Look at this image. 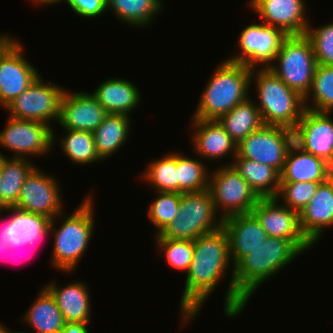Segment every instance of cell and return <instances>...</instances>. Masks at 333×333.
<instances>
[{
	"instance_id": "cell-1",
	"label": "cell",
	"mask_w": 333,
	"mask_h": 333,
	"mask_svg": "<svg viewBox=\"0 0 333 333\" xmlns=\"http://www.w3.org/2000/svg\"><path fill=\"white\" fill-rule=\"evenodd\" d=\"M302 252L288 239L268 237L252 253L244 256L232 269L224 300V314L234 318L259 285L273 277Z\"/></svg>"
},
{
	"instance_id": "cell-2",
	"label": "cell",
	"mask_w": 333,
	"mask_h": 333,
	"mask_svg": "<svg viewBox=\"0 0 333 333\" xmlns=\"http://www.w3.org/2000/svg\"><path fill=\"white\" fill-rule=\"evenodd\" d=\"M194 242V254L186 273L180 299L181 320L188 323L197 316L205 300L225 276L230 265L229 239L223 227L199 236Z\"/></svg>"
},
{
	"instance_id": "cell-3",
	"label": "cell",
	"mask_w": 333,
	"mask_h": 333,
	"mask_svg": "<svg viewBox=\"0 0 333 333\" xmlns=\"http://www.w3.org/2000/svg\"><path fill=\"white\" fill-rule=\"evenodd\" d=\"M252 69L244 64L223 61L213 71L199 99L193 118L218 120L248 98Z\"/></svg>"
},
{
	"instance_id": "cell-4",
	"label": "cell",
	"mask_w": 333,
	"mask_h": 333,
	"mask_svg": "<svg viewBox=\"0 0 333 333\" xmlns=\"http://www.w3.org/2000/svg\"><path fill=\"white\" fill-rule=\"evenodd\" d=\"M92 198L93 195L87 196L77 210L68 215L61 227L55 228V218L50 221V230L55 239L52 252L53 267L71 272L87 250L95 222Z\"/></svg>"
},
{
	"instance_id": "cell-5",
	"label": "cell",
	"mask_w": 333,
	"mask_h": 333,
	"mask_svg": "<svg viewBox=\"0 0 333 333\" xmlns=\"http://www.w3.org/2000/svg\"><path fill=\"white\" fill-rule=\"evenodd\" d=\"M252 68L258 92V107L264 125H281L300 121L305 108L304 97L288 87L269 68ZM256 75V76H255Z\"/></svg>"
},
{
	"instance_id": "cell-6",
	"label": "cell",
	"mask_w": 333,
	"mask_h": 333,
	"mask_svg": "<svg viewBox=\"0 0 333 333\" xmlns=\"http://www.w3.org/2000/svg\"><path fill=\"white\" fill-rule=\"evenodd\" d=\"M279 63L268 68L288 87L306 97L311 89L317 60L306 35L287 36L275 57Z\"/></svg>"
},
{
	"instance_id": "cell-7",
	"label": "cell",
	"mask_w": 333,
	"mask_h": 333,
	"mask_svg": "<svg viewBox=\"0 0 333 333\" xmlns=\"http://www.w3.org/2000/svg\"><path fill=\"white\" fill-rule=\"evenodd\" d=\"M217 215L208 189L181 193L178 215L156 238L195 240L222 227L223 220Z\"/></svg>"
},
{
	"instance_id": "cell-8",
	"label": "cell",
	"mask_w": 333,
	"mask_h": 333,
	"mask_svg": "<svg viewBox=\"0 0 333 333\" xmlns=\"http://www.w3.org/2000/svg\"><path fill=\"white\" fill-rule=\"evenodd\" d=\"M230 162L217 167L209 177V192L212 195L216 213L221 208L222 220L235 214L251 213L260 199L251 189L247 181L235 170Z\"/></svg>"
},
{
	"instance_id": "cell-9",
	"label": "cell",
	"mask_w": 333,
	"mask_h": 333,
	"mask_svg": "<svg viewBox=\"0 0 333 333\" xmlns=\"http://www.w3.org/2000/svg\"><path fill=\"white\" fill-rule=\"evenodd\" d=\"M65 89L52 82H44L38 77L22 94L11 101L4 109L10 117L49 123L58 122L61 99ZM50 120V121H49Z\"/></svg>"
},
{
	"instance_id": "cell-10",
	"label": "cell",
	"mask_w": 333,
	"mask_h": 333,
	"mask_svg": "<svg viewBox=\"0 0 333 333\" xmlns=\"http://www.w3.org/2000/svg\"><path fill=\"white\" fill-rule=\"evenodd\" d=\"M5 126L0 132V145L15 152L16 158L48 155L55 142L53 127L46 123L9 117Z\"/></svg>"
},
{
	"instance_id": "cell-11",
	"label": "cell",
	"mask_w": 333,
	"mask_h": 333,
	"mask_svg": "<svg viewBox=\"0 0 333 333\" xmlns=\"http://www.w3.org/2000/svg\"><path fill=\"white\" fill-rule=\"evenodd\" d=\"M287 35L280 29L261 24L246 26L238 39L241 54L227 58L235 63L244 64L249 68H268L275 61V57Z\"/></svg>"
},
{
	"instance_id": "cell-12",
	"label": "cell",
	"mask_w": 333,
	"mask_h": 333,
	"mask_svg": "<svg viewBox=\"0 0 333 333\" xmlns=\"http://www.w3.org/2000/svg\"><path fill=\"white\" fill-rule=\"evenodd\" d=\"M22 51L21 43L14 37L0 49V105L3 108L41 76L23 57Z\"/></svg>"
},
{
	"instance_id": "cell-13",
	"label": "cell",
	"mask_w": 333,
	"mask_h": 333,
	"mask_svg": "<svg viewBox=\"0 0 333 333\" xmlns=\"http://www.w3.org/2000/svg\"><path fill=\"white\" fill-rule=\"evenodd\" d=\"M251 213L260 222L268 237L288 239L302 253L314 246L301 230L299 212L278 204L276 198H260Z\"/></svg>"
},
{
	"instance_id": "cell-14",
	"label": "cell",
	"mask_w": 333,
	"mask_h": 333,
	"mask_svg": "<svg viewBox=\"0 0 333 333\" xmlns=\"http://www.w3.org/2000/svg\"><path fill=\"white\" fill-rule=\"evenodd\" d=\"M46 175L35 167L23 182L17 204L14 206L20 210L39 214L52 220L60 219L64 215L62 211L61 190L53 175ZM59 215V217H58Z\"/></svg>"
},
{
	"instance_id": "cell-15",
	"label": "cell",
	"mask_w": 333,
	"mask_h": 333,
	"mask_svg": "<svg viewBox=\"0 0 333 333\" xmlns=\"http://www.w3.org/2000/svg\"><path fill=\"white\" fill-rule=\"evenodd\" d=\"M304 0H250V7L263 23L282 30L287 36L305 35L310 26ZM306 15V17H305Z\"/></svg>"
},
{
	"instance_id": "cell-16",
	"label": "cell",
	"mask_w": 333,
	"mask_h": 333,
	"mask_svg": "<svg viewBox=\"0 0 333 333\" xmlns=\"http://www.w3.org/2000/svg\"><path fill=\"white\" fill-rule=\"evenodd\" d=\"M107 115L108 112L91 93L65 90L58 122L63 129L93 132Z\"/></svg>"
},
{
	"instance_id": "cell-17",
	"label": "cell",
	"mask_w": 333,
	"mask_h": 333,
	"mask_svg": "<svg viewBox=\"0 0 333 333\" xmlns=\"http://www.w3.org/2000/svg\"><path fill=\"white\" fill-rule=\"evenodd\" d=\"M239 157L254 160L282 171L286 154L277 126L263 125L237 144Z\"/></svg>"
},
{
	"instance_id": "cell-18",
	"label": "cell",
	"mask_w": 333,
	"mask_h": 333,
	"mask_svg": "<svg viewBox=\"0 0 333 333\" xmlns=\"http://www.w3.org/2000/svg\"><path fill=\"white\" fill-rule=\"evenodd\" d=\"M222 227L228 235L232 267L268 239L266 231L252 213L226 217Z\"/></svg>"
},
{
	"instance_id": "cell-19",
	"label": "cell",
	"mask_w": 333,
	"mask_h": 333,
	"mask_svg": "<svg viewBox=\"0 0 333 333\" xmlns=\"http://www.w3.org/2000/svg\"><path fill=\"white\" fill-rule=\"evenodd\" d=\"M194 148L200 158L221 159L226 155L235 158L237 143L224 130L218 120L192 119ZM233 154V155H232Z\"/></svg>"
},
{
	"instance_id": "cell-20",
	"label": "cell",
	"mask_w": 333,
	"mask_h": 333,
	"mask_svg": "<svg viewBox=\"0 0 333 333\" xmlns=\"http://www.w3.org/2000/svg\"><path fill=\"white\" fill-rule=\"evenodd\" d=\"M303 234L314 245L323 234V228L333 226V186L327 180L318 186L311 201L299 212Z\"/></svg>"
},
{
	"instance_id": "cell-21",
	"label": "cell",
	"mask_w": 333,
	"mask_h": 333,
	"mask_svg": "<svg viewBox=\"0 0 333 333\" xmlns=\"http://www.w3.org/2000/svg\"><path fill=\"white\" fill-rule=\"evenodd\" d=\"M4 212L12 213L7 220V237L11 248L36 245L51 233V220L43 215L26 212L16 207H6Z\"/></svg>"
},
{
	"instance_id": "cell-22",
	"label": "cell",
	"mask_w": 333,
	"mask_h": 333,
	"mask_svg": "<svg viewBox=\"0 0 333 333\" xmlns=\"http://www.w3.org/2000/svg\"><path fill=\"white\" fill-rule=\"evenodd\" d=\"M45 288L54 297L66 323L90 322L91 302L86 284L75 281L61 288L55 282H51Z\"/></svg>"
},
{
	"instance_id": "cell-23",
	"label": "cell",
	"mask_w": 333,
	"mask_h": 333,
	"mask_svg": "<svg viewBox=\"0 0 333 333\" xmlns=\"http://www.w3.org/2000/svg\"><path fill=\"white\" fill-rule=\"evenodd\" d=\"M92 96L108 114L130 115V111L140 104L141 93L132 82L124 78H110L102 82Z\"/></svg>"
},
{
	"instance_id": "cell-24",
	"label": "cell",
	"mask_w": 333,
	"mask_h": 333,
	"mask_svg": "<svg viewBox=\"0 0 333 333\" xmlns=\"http://www.w3.org/2000/svg\"><path fill=\"white\" fill-rule=\"evenodd\" d=\"M329 114L305 109L300 119L306 136V152L326 162L333 153V120Z\"/></svg>"
},
{
	"instance_id": "cell-25",
	"label": "cell",
	"mask_w": 333,
	"mask_h": 333,
	"mask_svg": "<svg viewBox=\"0 0 333 333\" xmlns=\"http://www.w3.org/2000/svg\"><path fill=\"white\" fill-rule=\"evenodd\" d=\"M233 160L231 165L259 198H275L281 182L280 173L275 168L238 155Z\"/></svg>"
},
{
	"instance_id": "cell-26",
	"label": "cell",
	"mask_w": 333,
	"mask_h": 333,
	"mask_svg": "<svg viewBox=\"0 0 333 333\" xmlns=\"http://www.w3.org/2000/svg\"><path fill=\"white\" fill-rule=\"evenodd\" d=\"M28 158H8L0 152V203L5 207L17 204L23 182L37 166Z\"/></svg>"
},
{
	"instance_id": "cell-27",
	"label": "cell",
	"mask_w": 333,
	"mask_h": 333,
	"mask_svg": "<svg viewBox=\"0 0 333 333\" xmlns=\"http://www.w3.org/2000/svg\"><path fill=\"white\" fill-rule=\"evenodd\" d=\"M130 119V116L123 114H108L92 132L95 149L101 160L115 154L128 139Z\"/></svg>"
},
{
	"instance_id": "cell-28",
	"label": "cell",
	"mask_w": 333,
	"mask_h": 333,
	"mask_svg": "<svg viewBox=\"0 0 333 333\" xmlns=\"http://www.w3.org/2000/svg\"><path fill=\"white\" fill-rule=\"evenodd\" d=\"M327 162L308 152L286 155L280 172L281 182H320L327 181Z\"/></svg>"
},
{
	"instance_id": "cell-29",
	"label": "cell",
	"mask_w": 333,
	"mask_h": 333,
	"mask_svg": "<svg viewBox=\"0 0 333 333\" xmlns=\"http://www.w3.org/2000/svg\"><path fill=\"white\" fill-rule=\"evenodd\" d=\"M37 297L25 313L24 322L36 330V333H58L66 322L54 297L45 286Z\"/></svg>"
},
{
	"instance_id": "cell-30",
	"label": "cell",
	"mask_w": 333,
	"mask_h": 333,
	"mask_svg": "<svg viewBox=\"0 0 333 333\" xmlns=\"http://www.w3.org/2000/svg\"><path fill=\"white\" fill-rule=\"evenodd\" d=\"M237 104L218 121L224 130L239 144L250 133L260 129L264 123L256 103L249 99Z\"/></svg>"
},
{
	"instance_id": "cell-31",
	"label": "cell",
	"mask_w": 333,
	"mask_h": 333,
	"mask_svg": "<svg viewBox=\"0 0 333 333\" xmlns=\"http://www.w3.org/2000/svg\"><path fill=\"white\" fill-rule=\"evenodd\" d=\"M162 6L161 0H106L107 10L114 11L118 19L134 28L152 23Z\"/></svg>"
},
{
	"instance_id": "cell-32",
	"label": "cell",
	"mask_w": 333,
	"mask_h": 333,
	"mask_svg": "<svg viewBox=\"0 0 333 333\" xmlns=\"http://www.w3.org/2000/svg\"><path fill=\"white\" fill-rule=\"evenodd\" d=\"M178 193H195L209 188V177L206 165L199 159L176 153Z\"/></svg>"
},
{
	"instance_id": "cell-33",
	"label": "cell",
	"mask_w": 333,
	"mask_h": 333,
	"mask_svg": "<svg viewBox=\"0 0 333 333\" xmlns=\"http://www.w3.org/2000/svg\"><path fill=\"white\" fill-rule=\"evenodd\" d=\"M309 100L312 102L311 105L308 104L310 103ZM304 104L306 109H310L317 112H329V113L332 112L333 66H324L320 64L317 65L313 77L312 86L310 91L304 98Z\"/></svg>"
},
{
	"instance_id": "cell-34",
	"label": "cell",
	"mask_w": 333,
	"mask_h": 333,
	"mask_svg": "<svg viewBox=\"0 0 333 333\" xmlns=\"http://www.w3.org/2000/svg\"><path fill=\"white\" fill-rule=\"evenodd\" d=\"M66 135L62 137L61 146L64 154L75 164H87L101 161L98 156L93 133L89 131H77L64 129Z\"/></svg>"
},
{
	"instance_id": "cell-35",
	"label": "cell",
	"mask_w": 333,
	"mask_h": 333,
	"mask_svg": "<svg viewBox=\"0 0 333 333\" xmlns=\"http://www.w3.org/2000/svg\"><path fill=\"white\" fill-rule=\"evenodd\" d=\"M142 177L156 189V192L178 193L176 152L150 162Z\"/></svg>"
},
{
	"instance_id": "cell-36",
	"label": "cell",
	"mask_w": 333,
	"mask_h": 333,
	"mask_svg": "<svg viewBox=\"0 0 333 333\" xmlns=\"http://www.w3.org/2000/svg\"><path fill=\"white\" fill-rule=\"evenodd\" d=\"M157 193V198L151 203L147 214L151 222L156 226V235H159L178 215L181 194L160 191Z\"/></svg>"
},
{
	"instance_id": "cell-37",
	"label": "cell",
	"mask_w": 333,
	"mask_h": 333,
	"mask_svg": "<svg viewBox=\"0 0 333 333\" xmlns=\"http://www.w3.org/2000/svg\"><path fill=\"white\" fill-rule=\"evenodd\" d=\"M156 242L171 267L188 272L194 254L193 240L156 238Z\"/></svg>"
},
{
	"instance_id": "cell-38",
	"label": "cell",
	"mask_w": 333,
	"mask_h": 333,
	"mask_svg": "<svg viewBox=\"0 0 333 333\" xmlns=\"http://www.w3.org/2000/svg\"><path fill=\"white\" fill-rule=\"evenodd\" d=\"M320 182H280L279 190L275 198L283 199V205L300 212L315 195Z\"/></svg>"
},
{
	"instance_id": "cell-39",
	"label": "cell",
	"mask_w": 333,
	"mask_h": 333,
	"mask_svg": "<svg viewBox=\"0 0 333 333\" xmlns=\"http://www.w3.org/2000/svg\"><path fill=\"white\" fill-rule=\"evenodd\" d=\"M305 35L312 43L317 64L333 66V22L316 29L309 26Z\"/></svg>"
},
{
	"instance_id": "cell-40",
	"label": "cell",
	"mask_w": 333,
	"mask_h": 333,
	"mask_svg": "<svg viewBox=\"0 0 333 333\" xmlns=\"http://www.w3.org/2000/svg\"><path fill=\"white\" fill-rule=\"evenodd\" d=\"M286 155L306 152V136L303 124L298 122L277 125Z\"/></svg>"
},
{
	"instance_id": "cell-41",
	"label": "cell",
	"mask_w": 333,
	"mask_h": 333,
	"mask_svg": "<svg viewBox=\"0 0 333 333\" xmlns=\"http://www.w3.org/2000/svg\"><path fill=\"white\" fill-rule=\"evenodd\" d=\"M69 7L84 18L100 16L106 8V0H65Z\"/></svg>"
},
{
	"instance_id": "cell-42",
	"label": "cell",
	"mask_w": 333,
	"mask_h": 333,
	"mask_svg": "<svg viewBox=\"0 0 333 333\" xmlns=\"http://www.w3.org/2000/svg\"><path fill=\"white\" fill-rule=\"evenodd\" d=\"M87 324L89 323H65V326L58 333H89Z\"/></svg>"
},
{
	"instance_id": "cell-43",
	"label": "cell",
	"mask_w": 333,
	"mask_h": 333,
	"mask_svg": "<svg viewBox=\"0 0 333 333\" xmlns=\"http://www.w3.org/2000/svg\"><path fill=\"white\" fill-rule=\"evenodd\" d=\"M1 221L2 220H0V222ZM9 248H10V246L8 244L7 221H6L2 226H0V253L1 254L4 253L7 256L9 253Z\"/></svg>"
},
{
	"instance_id": "cell-44",
	"label": "cell",
	"mask_w": 333,
	"mask_h": 333,
	"mask_svg": "<svg viewBox=\"0 0 333 333\" xmlns=\"http://www.w3.org/2000/svg\"><path fill=\"white\" fill-rule=\"evenodd\" d=\"M33 3H38L39 5H52V4H55V3H59V2H62L64 0H32Z\"/></svg>"
},
{
	"instance_id": "cell-45",
	"label": "cell",
	"mask_w": 333,
	"mask_h": 333,
	"mask_svg": "<svg viewBox=\"0 0 333 333\" xmlns=\"http://www.w3.org/2000/svg\"><path fill=\"white\" fill-rule=\"evenodd\" d=\"M36 246V245H35ZM25 247H28V248H32V247H34V244H28V245H26V246H23V247H15V248H9V255H16V252L18 251V250H20L21 248H25ZM19 252V251H18ZM15 253V254H14Z\"/></svg>"
},
{
	"instance_id": "cell-46",
	"label": "cell",
	"mask_w": 333,
	"mask_h": 333,
	"mask_svg": "<svg viewBox=\"0 0 333 333\" xmlns=\"http://www.w3.org/2000/svg\"><path fill=\"white\" fill-rule=\"evenodd\" d=\"M327 167H328L327 180L333 186V166H327Z\"/></svg>"
},
{
	"instance_id": "cell-47",
	"label": "cell",
	"mask_w": 333,
	"mask_h": 333,
	"mask_svg": "<svg viewBox=\"0 0 333 333\" xmlns=\"http://www.w3.org/2000/svg\"><path fill=\"white\" fill-rule=\"evenodd\" d=\"M10 35H0V49L4 46V44L11 38Z\"/></svg>"
},
{
	"instance_id": "cell-48",
	"label": "cell",
	"mask_w": 333,
	"mask_h": 333,
	"mask_svg": "<svg viewBox=\"0 0 333 333\" xmlns=\"http://www.w3.org/2000/svg\"><path fill=\"white\" fill-rule=\"evenodd\" d=\"M0 333H10V331L6 327L2 326V324H0Z\"/></svg>"
},
{
	"instance_id": "cell-49",
	"label": "cell",
	"mask_w": 333,
	"mask_h": 333,
	"mask_svg": "<svg viewBox=\"0 0 333 333\" xmlns=\"http://www.w3.org/2000/svg\"><path fill=\"white\" fill-rule=\"evenodd\" d=\"M327 166H333V153L329 161L327 162Z\"/></svg>"
},
{
	"instance_id": "cell-50",
	"label": "cell",
	"mask_w": 333,
	"mask_h": 333,
	"mask_svg": "<svg viewBox=\"0 0 333 333\" xmlns=\"http://www.w3.org/2000/svg\"><path fill=\"white\" fill-rule=\"evenodd\" d=\"M5 210H6V207L2 203H0V218H1V212L3 213V211H5Z\"/></svg>"
},
{
	"instance_id": "cell-51",
	"label": "cell",
	"mask_w": 333,
	"mask_h": 333,
	"mask_svg": "<svg viewBox=\"0 0 333 333\" xmlns=\"http://www.w3.org/2000/svg\"><path fill=\"white\" fill-rule=\"evenodd\" d=\"M10 333H28V332H24V331H20V332H19V331H15V332L12 331V332H11V331H10Z\"/></svg>"
}]
</instances>
